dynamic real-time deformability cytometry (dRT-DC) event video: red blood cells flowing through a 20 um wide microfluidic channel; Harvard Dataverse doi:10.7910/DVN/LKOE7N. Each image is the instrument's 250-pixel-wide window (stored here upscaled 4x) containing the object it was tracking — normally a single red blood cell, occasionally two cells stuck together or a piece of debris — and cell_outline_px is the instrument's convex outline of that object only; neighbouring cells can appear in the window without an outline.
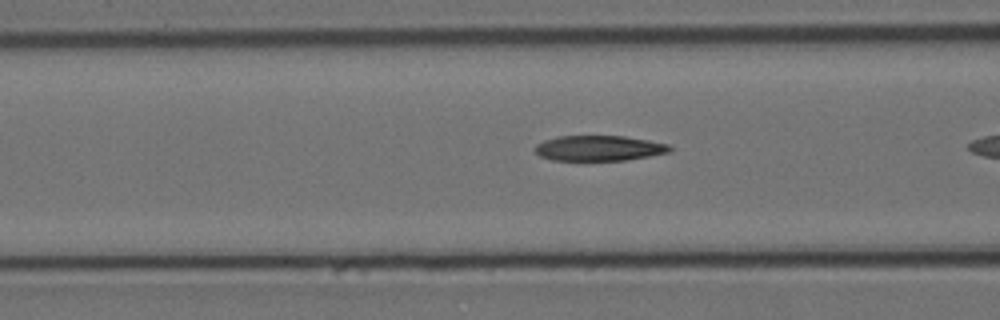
{"species": "Egyptian fruit bat (a non-hibernating species)", "species_latin": "Rousettus aegyptiacus", "temperature_condition": "cold", "stored_images_in_passage": 9, "camera_frame_rate_fps": 3000, "um_per_image_px": 0.085, "animal": {"sex": "female"}, "frame": {"image": 1, "passage_image": 6, "time_ms": 1.667, "image_size_px": [1000, 320], "cell_outline_px": [[672, 152], [624, 160], [552, 160], [540, 156], [532, 148], [536, 144], [544, 140], [560, 136], [624, 136], [648, 140], [668, 144], [672, 148]], "centroid_in_image_um": [50.9, 12.59], "position_along_channel_um": 115.7, "area_um2": 19.88}}